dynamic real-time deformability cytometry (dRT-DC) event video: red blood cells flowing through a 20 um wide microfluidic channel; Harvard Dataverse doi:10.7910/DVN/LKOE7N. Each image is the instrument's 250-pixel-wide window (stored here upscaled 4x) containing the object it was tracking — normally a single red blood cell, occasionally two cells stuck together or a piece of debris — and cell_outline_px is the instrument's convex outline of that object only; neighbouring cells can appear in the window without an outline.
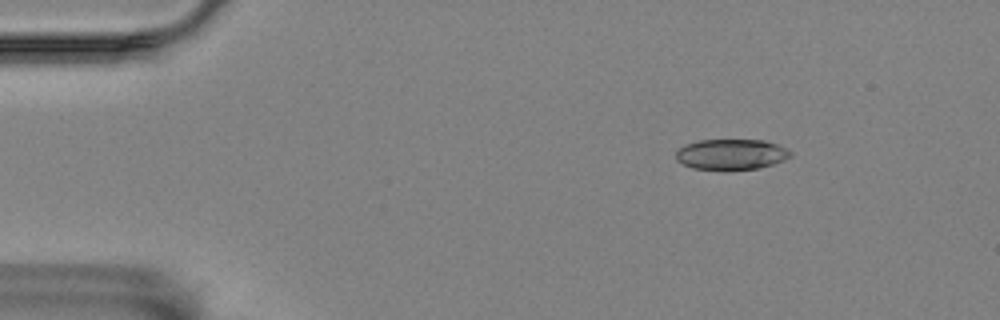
{"species": "Egyptian fruit bat (a non-hibernating species)", "species_latin": "Rousettus aegyptiacus", "temperature_condition": "room temperature", "stored_images_in_passage": 57, "camera_frame_rate_fps": 3000, "um_per_image_px": 0.085, "animal": {"sex": "female"}, "frame": {"image": 1, "passage_image": 8, "time_ms": 2.333, "image_size_px": [1000, 320], "cell_outline_px": [[792, 156], [784, 160], [760, 168], [728, 172], [724, 172], [692, 168], [676, 160], [676, 152], [680, 148], [688, 144], [700, 140], [764, 140], [776, 144], [792, 152]], "centroid_in_image_um": [62.16, 13.16], "position_along_channel_um": 22.8, "area_um2": 20.87}}
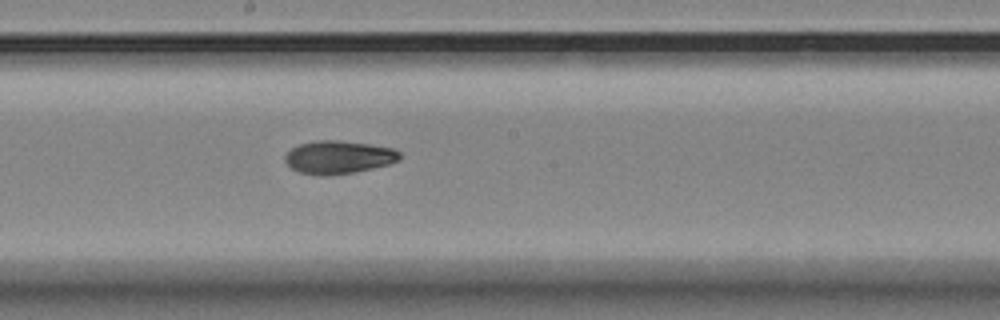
{"frame": {"image": 2, "passage_image": 31, "time_ms": 10.0, "image_size_px": [1000, 320], "cell_outline_px": [[400, 160], [388, 164], [356, 172], [332, 176], [320, 176], [300, 172], [292, 168], [284, 160], [284, 156], [292, 148], [300, 144], [316, 140], [336, 140], [368, 144], [392, 148], [400, 152]], "centroid_in_image_um": [28.77, 13.37], "position_along_channel_um": 219.4, "area_um2": 22.08}}
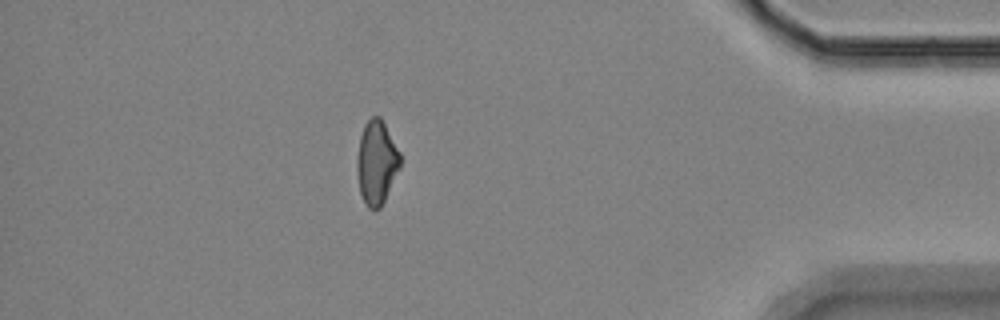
{"frame": {"image": 3, "passage_image": 50, "time_ms": 16.333, "image_size_px": [1000, 320], "cell_outline_px": [[400, 168], [380, 208], [376, 212], [368, 208], [360, 192], [356, 172], [356, 160], [360, 136], [364, 124], [372, 116], [380, 116], [400, 152]], "centroid_in_image_um": [31.99, 13.82], "position_along_channel_um": 403.2, "area_um2": 21.15}, "authors_computed_cell_mechanics": {"area_um2": 21.675, "velocity_mm_per_s": 3.5309, "shape_relaxation_time_tau1_ms": 5.1557, "shape_relaxation_time_tau2_ms": 6.3873, "deformation_change_tau1": 0.1363, "deformation_change_tau2": 0.1131}}